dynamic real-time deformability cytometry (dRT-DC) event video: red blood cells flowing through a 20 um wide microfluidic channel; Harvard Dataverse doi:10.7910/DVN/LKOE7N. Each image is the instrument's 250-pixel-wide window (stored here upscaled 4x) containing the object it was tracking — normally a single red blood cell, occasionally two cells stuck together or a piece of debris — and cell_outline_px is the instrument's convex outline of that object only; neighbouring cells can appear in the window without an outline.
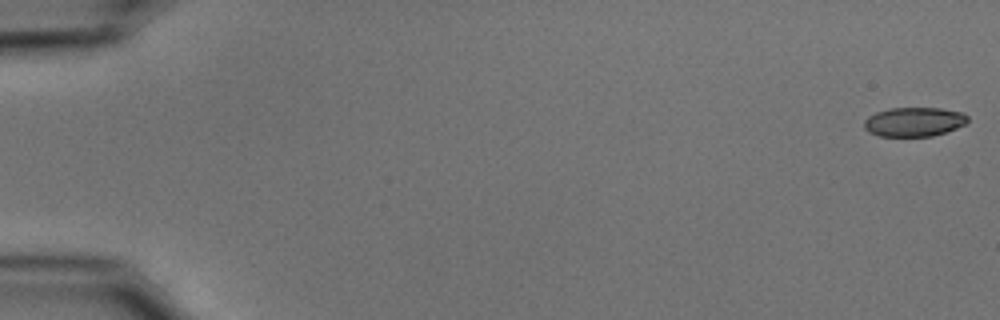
{"species": "common noctule bat (a hibernating species)", "species_latin": "Nyctalus noctula", "temperature_condition": "cold", "stored_images_in_passage": 46, "camera_frame_rate_fps": 3000, "um_per_image_px": 0.085, "animal": {"sex": "male", "body_mass_g": 15.6}, "frame": {"image": 1, "passage_image": 1, "time_ms": 0.0, "image_size_px": [1000, 320], "cell_outline_px": [[968, 120], [964, 124], [956, 128], [932, 136], [880, 136], [868, 132], [864, 128], [864, 120], [868, 116], [876, 112], [888, 108], [940, 108], [964, 112], [968, 116]], "centroid_in_image_um": [77.68, 10.35], "position_along_channel_um": 7.3, "area_um2": 17.69}}
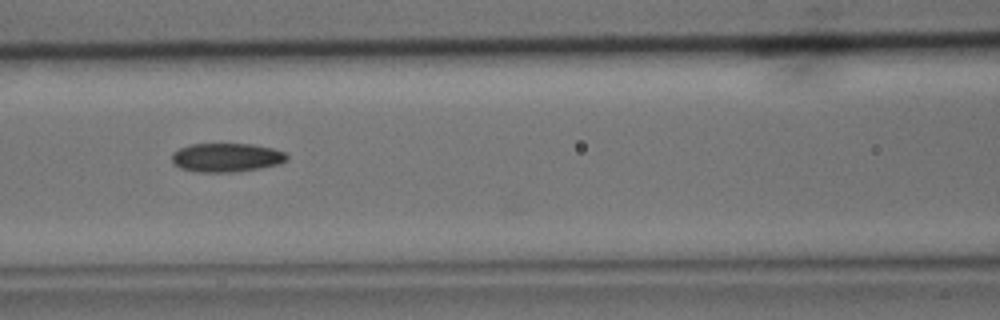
{"frame": {"image": 2, "passage_image": 25, "time_ms": 8.0, "image_size_px": [1000, 320], "cell_outline_px": [[288, 160], [280, 164], [260, 168], [232, 172], [196, 172], [180, 168], [172, 160], [172, 152], [180, 148], [192, 144], [252, 144], [272, 148], [284, 152], [288, 156]], "centroid_in_image_um": [19.27, 13.39], "position_along_channel_um": 147.3, "area_um2": 19.31}}
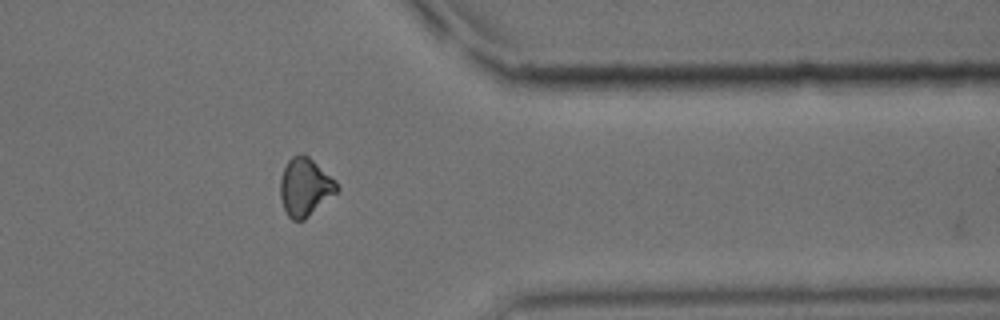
{"frame": {"image": 3, "passage_image": 45, "time_ms": 14.667, "image_size_px": [1000, 320], "cell_outline_px": [[340, 188], [336, 192], [304, 220], [292, 220], [288, 216], [284, 208], [280, 196], [280, 180], [284, 168], [288, 160], [292, 156], [300, 152], [304, 152], [336, 180]], "centroid_in_image_um": [25.92, 15.86], "position_along_channel_um": 385.5, "area_um2": 19.13}}